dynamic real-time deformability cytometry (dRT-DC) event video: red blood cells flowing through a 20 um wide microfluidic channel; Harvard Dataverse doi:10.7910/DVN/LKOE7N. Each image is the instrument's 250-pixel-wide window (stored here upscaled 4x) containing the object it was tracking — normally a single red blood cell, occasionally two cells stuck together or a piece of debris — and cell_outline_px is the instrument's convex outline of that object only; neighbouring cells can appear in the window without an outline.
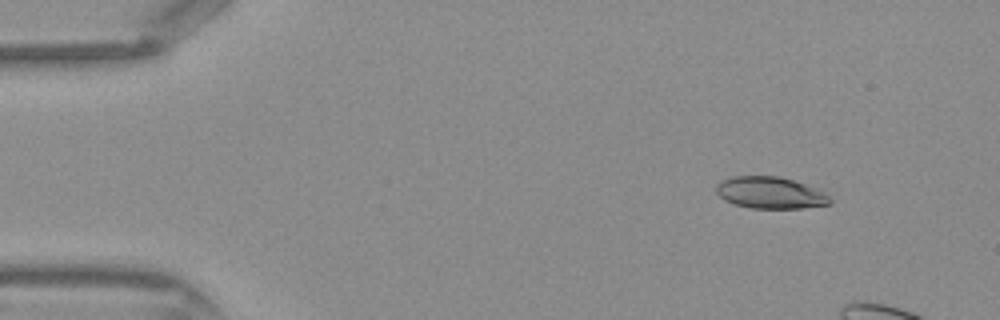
{"species": "Egyptian fruit bat (a non-hibernating species)", "species_latin": "Rousettus aegyptiacus", "temperature_condition": "warm", "stored_images_in_passage": 7, "camera_frame_rate_fps": 3000, "um_per_image_px": 0.085, "frame": {"image": 1, "passage_image": 1, "time_ms": 0.0, "image_size_px": [1000, 320], "cell_outline_px": [[832, 204], [804, 208], [752, 208], [736, 204], [724, 200], [716, 192], [716, 184], [720, 180], [732, 176], [776, 176], [792, 180], [820, 188], [832, 200]], "centroid_in_image_um": [65.5, 16.38], "position_along_channel_um": 19.5, "area_um2": 21.21}}